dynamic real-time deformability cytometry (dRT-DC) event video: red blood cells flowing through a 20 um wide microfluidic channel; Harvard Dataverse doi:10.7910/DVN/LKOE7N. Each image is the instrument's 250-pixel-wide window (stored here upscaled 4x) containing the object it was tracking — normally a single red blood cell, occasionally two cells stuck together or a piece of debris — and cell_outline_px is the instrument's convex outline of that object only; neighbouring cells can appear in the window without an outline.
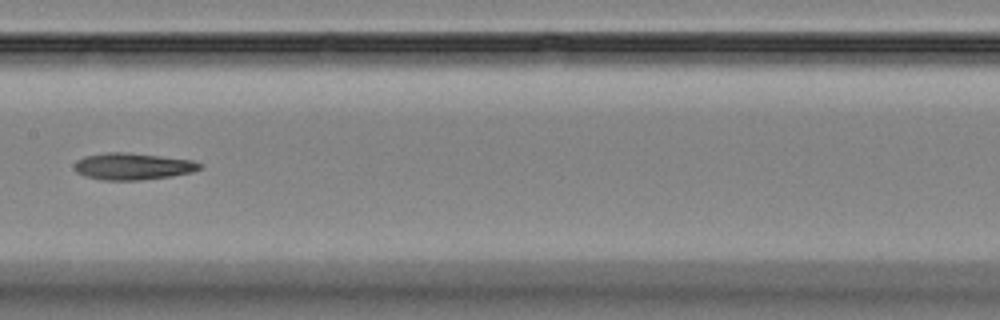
{"species": "Egyptian fruit bat (a non-hibernating species)", "species_latin": "Rousettus aegyptiacus", "temperature_condition": "room temperature", "stored_images_in_passage": 6, "camera_frame_rate_fps": 3000, "um_per_image_px": 0.085, "animal": {"sex": "female"}, "frame": {"image": 1, "passage_image": 6, "time_ms": 5.667, "image_size_px": [1000, 320], "cell_outline_px": [[204, 164], [200, 168], [192, 172], [172, 176], [140, 180], [100, 180], [84, 176], [76, 172], [76, 160], [84, 156], [108, 152], [120, 152], [192, 160]], "centroid_in_image_um": [11.27, 14.15], "position_along_channel_um": 196.1, "area_um2": 19.36}}